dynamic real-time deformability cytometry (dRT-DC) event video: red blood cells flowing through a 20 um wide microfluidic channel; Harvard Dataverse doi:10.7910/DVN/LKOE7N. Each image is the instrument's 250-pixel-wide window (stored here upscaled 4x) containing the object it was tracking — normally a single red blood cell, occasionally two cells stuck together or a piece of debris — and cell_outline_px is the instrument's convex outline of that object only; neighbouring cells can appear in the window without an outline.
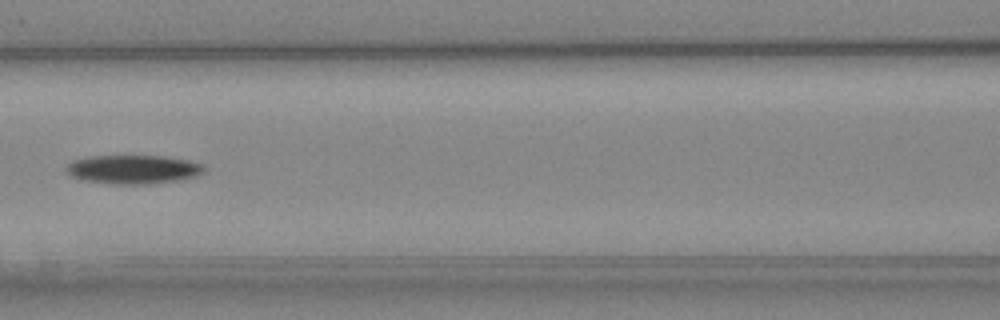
{"species": "Egyptian fruit bat (a non-hibernating species)", "species_latin": "Rousettus aegyptiacus", "temperature_condition": "cold", "stored_images_in_passage": 6, "camera_frame_rate_fps": 3000, "um_per_image_px": 0.085, "animal": {"sex": "female"}, "frame": {"image": 1, "passage_image": 6, "time_ms": 6.667, "image_size_px": [1000, 320], "cell_outline_px": [[204, 172], [196, 176], [180, 180], [152, 184], [112, 184], [80, 180], [68, 176], [64, 172], [64, 168], [72, 160], [88, 156], [164, 156], [188, 160], [200, 164], [204, 168]], "centroid_in_image_um": [11.23, 14.41], "position_along_channel_um": 155.4, "area_um2": 23.52}}